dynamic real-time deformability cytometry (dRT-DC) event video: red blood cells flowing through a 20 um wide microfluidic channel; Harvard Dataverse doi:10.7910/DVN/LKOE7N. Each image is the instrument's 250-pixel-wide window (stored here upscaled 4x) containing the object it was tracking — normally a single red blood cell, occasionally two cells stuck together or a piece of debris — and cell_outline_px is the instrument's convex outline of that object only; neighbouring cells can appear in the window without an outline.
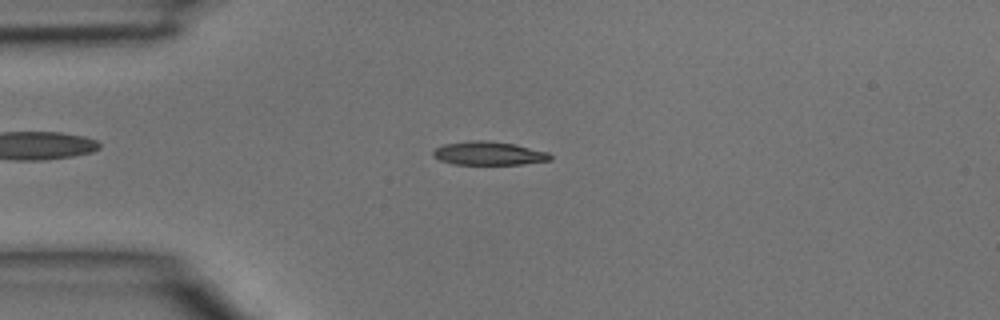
{"species": "common noctule bat (a hibernating species)", "species_latin": "Nyctalus noctula", "temperature_condition": "room temperature", "stored_images_in_passage": 3, "camera_frame_rate_fps": 3000, "um_per_image_px": 0.085, "animal": {"sex": "male", "body_mass_g": 15.6}, "frame": {"image": 1, "passage_image": 2, "time_ms": 0.333, "image_size_px": [1000, 320], "cell_outline_px": [[552, 160], [520, 164], [452, 164], [440, 160], [432, 156], [432, 152], [436, 148], [444, 144], [472, 140], [488, 140], [516, 144], [548, 152], [552, 156]], "centroid_in_image_um": [41.54, 13.03], "position_along_channel_um": 43.5, "area_um2": 16.13}}